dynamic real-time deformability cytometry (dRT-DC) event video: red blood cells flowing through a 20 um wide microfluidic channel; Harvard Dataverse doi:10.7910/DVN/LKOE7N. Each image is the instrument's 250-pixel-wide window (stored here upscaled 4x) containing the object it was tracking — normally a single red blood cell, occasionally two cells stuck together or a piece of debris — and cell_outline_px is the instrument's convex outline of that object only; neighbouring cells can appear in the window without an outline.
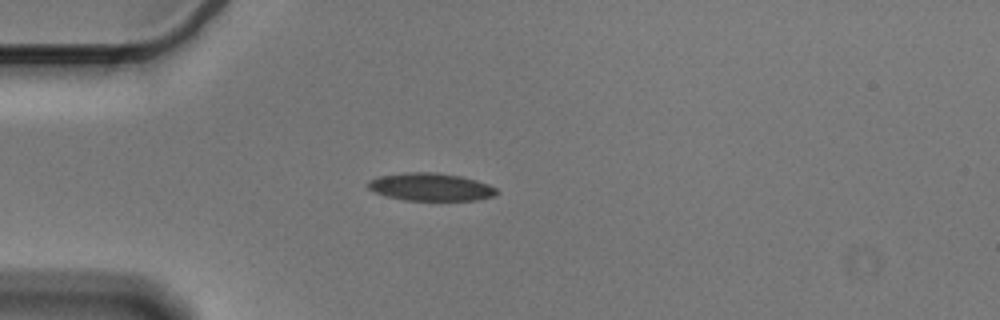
{"species": "Egyptian fruit bat (a non-hibernating species)", "species_latin": "Rousettus aegyptiacus", "temperature_condition": "cold", "stored_images_in_passage": 42, "camera_frame_rate_fps": 3000, "um_per_image_px": 0.085, "animal": {"sex": "male"}, "frame": {"image": 1, "passage_image": 1, "time_ms": 0.0, "image_size_px": [1000, 320], "cell_outline_px": [[500, 192], [496, 196], [476, 200], [404, 200], [384, 196], [368, 188], [364, 184], [368, 180], [376, 176], [408, 172], [436, 172], [460, 176], [476, 180], [488, 184], [496, 188]], "centroid_in_image_um": [36.58, 15.89], "position_along_channel_um": 48.4, "area_um2": 21.1}}
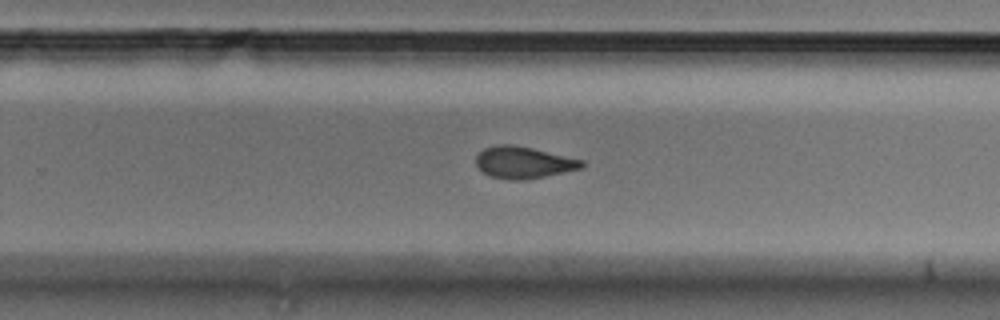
{"frame": {"image": 2, "passage_image": 22, "time_ms": 7.0, "image_size_px": [1000, 320], "cell_outline_px": [[584, 168], [524, 180], [508, 180], [492, 176], [484, 172], [476, 164], [476, 156], [484, 148], [496, 144], [512, 144], [532, 148], [584, 160]], "centroid_in_image_um": [44.51, 13.8], "position_along_channel_um": 285.3, "area_um2": 19.54}}
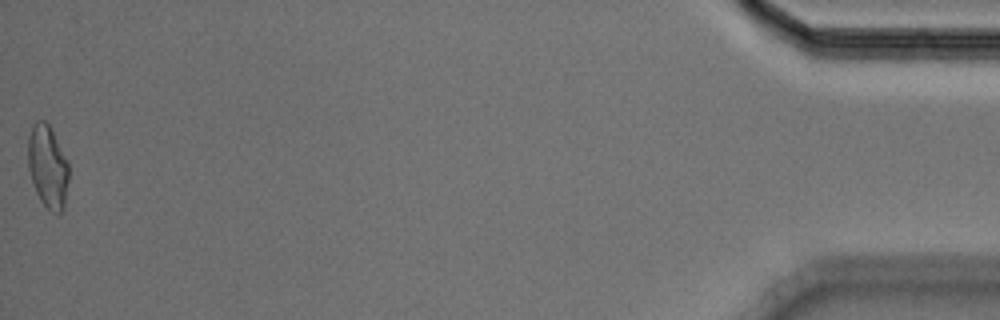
{"frame": {"image": 3, "passage_image": 42, "time_ms": 13.667, "image_size_px": [1000, 320], "cell_outline_px": [[68, 180], [64, 208], [60, 212], [52, 212], [40, 200], [36, 192], [28, 168], [28, 136], [32, 124], [36, 120], [44, 120], [48, 124], [68, 160]], "centroid_in_image_um": [4.05, 14.14], "position_along_channel_um": 431.2, "area_um2": 19.59}, "authors_computed_cell_mechanics": {"area_um2": 19.6809, "velocity_mm_per_s": 3.5903, "shape_relaxation_time_tau1_ms": 6.3232, "shape_relaxation_time_tau2_ms": 2.8328, "deformation_change_tau1": 0.1453, "deformation_change_tau2": 0.0827}}